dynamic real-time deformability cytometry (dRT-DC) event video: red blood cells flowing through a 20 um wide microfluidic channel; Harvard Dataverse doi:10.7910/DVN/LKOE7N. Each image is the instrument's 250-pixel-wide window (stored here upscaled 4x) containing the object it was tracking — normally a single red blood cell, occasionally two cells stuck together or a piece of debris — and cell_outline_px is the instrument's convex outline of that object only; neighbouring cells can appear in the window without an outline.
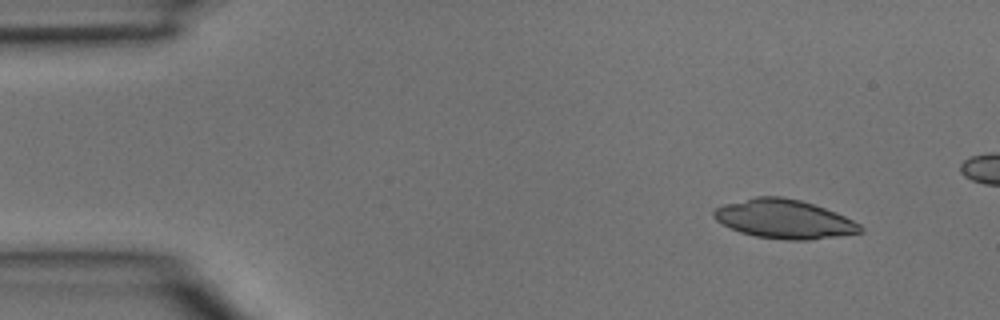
{"species": "common noctule bat (a hibernating species)", "species_latin": "Nyctalus noctula", "temperature_condition": "room temperature", "stored_images_in_passage": 4, "camera_frame_rate_fps": 3000, "um_per_image_px": 0.085, "animal": {"sex": "male", "body_mass_g": 15.6}, "frame": {"image": 1, "passage_image": 1, "time_ms": 0.0, "image_size_px": [1000, 320], "cell_outline_px": [[864, 232], [808, 240], [788, 240], [756, 236], [740, 232], [716, 220], [712, 216], [712, 212], [716, 208], [724, 204], [756, 196], [780, 196], [800, 200], [836, 212], [860, 224], [864, 228]], "centroid_in_image_um": [66.66, 18.62], "position_along_channel_um": 18.3, "area_um2": 33.0}}